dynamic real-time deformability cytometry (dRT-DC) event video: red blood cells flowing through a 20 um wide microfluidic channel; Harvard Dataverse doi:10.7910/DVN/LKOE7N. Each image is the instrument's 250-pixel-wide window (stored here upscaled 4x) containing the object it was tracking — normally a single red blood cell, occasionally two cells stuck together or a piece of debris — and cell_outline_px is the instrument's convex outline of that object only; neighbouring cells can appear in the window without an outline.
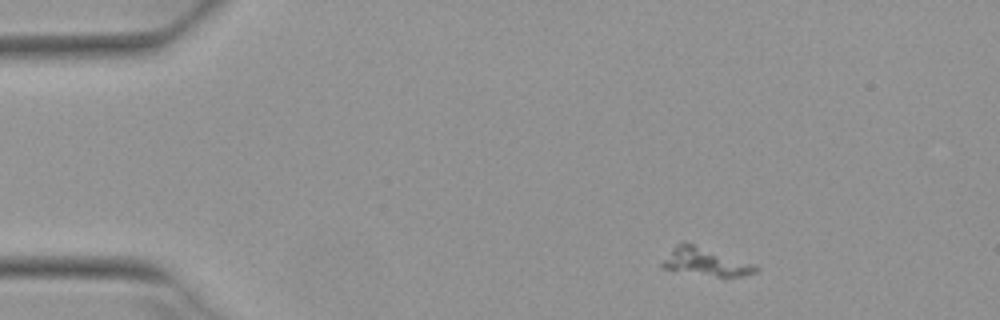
{"species": "Egyptian fruit bat (a non-hibernating species)", "species_latin": "Rousettus aegyptiacus", "temperature_condition": "warm", "stored_images_in_passage": 3, "camera_frame_rate_fps": 3000, "um_per_image_px": 0.085, "animal": {"sex": "female"}, "frame": {"image": 1, "passage_image": 1, "time_ms": 0.0, "image_size_px": [1000, 320], "cell_outline_px": [[760, 268], [756, 272], [744, 276], [716, 276], [660, 268], [660, 264], [672, 248], [680, 240], [684, 240], [756, 264]], "centroid_in_image_um": [59.98, 22.22], "position_along_channel_um": 25.0, "area_um2": 15.43}}